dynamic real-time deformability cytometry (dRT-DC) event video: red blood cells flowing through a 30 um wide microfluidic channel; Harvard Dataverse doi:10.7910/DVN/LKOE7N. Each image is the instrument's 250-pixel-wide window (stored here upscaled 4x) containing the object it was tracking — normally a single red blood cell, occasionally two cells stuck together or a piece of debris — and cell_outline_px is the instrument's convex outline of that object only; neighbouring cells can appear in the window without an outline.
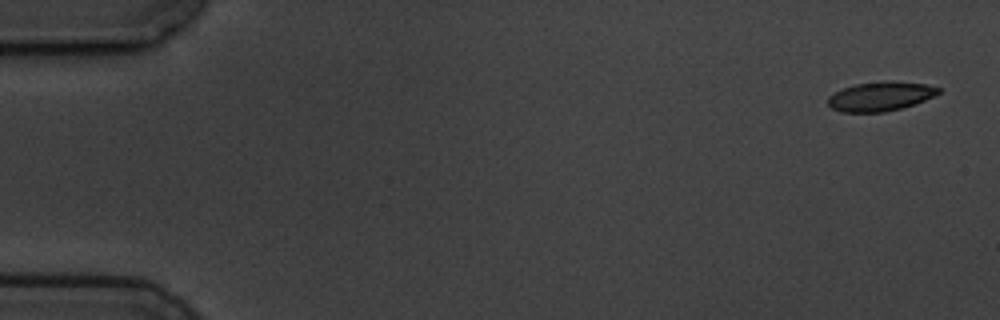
{"species": "common noctule bat (a hibernating species)", "species_latin": "Nyctalus noctula", "temperature_condition": "cold", "stored_images_in_passage": 5, "camera_frame_rate_fps": 3000, "um_per_image_px": 0.085, "animal": {"sex": "male", "body_mass_g": 19.5, "forearm_length_mm": 54.6}, "frame": {"image": 1, "passage_image": 1, "time_ms": 0.0, "image_size_px": [1000, 320], "cell_outline_px": [[940, 92], [936, 96], [916, 104], [884, 112], [840, 112], [832, 108], [828, 104], [828, 96], [844, 88], [856, 84], [924, 84], [940, 88]], "centroid_in_image_um": [74.82, 8.25], "position_along_channel_um": 10.2, "area_um2": 17.86}}
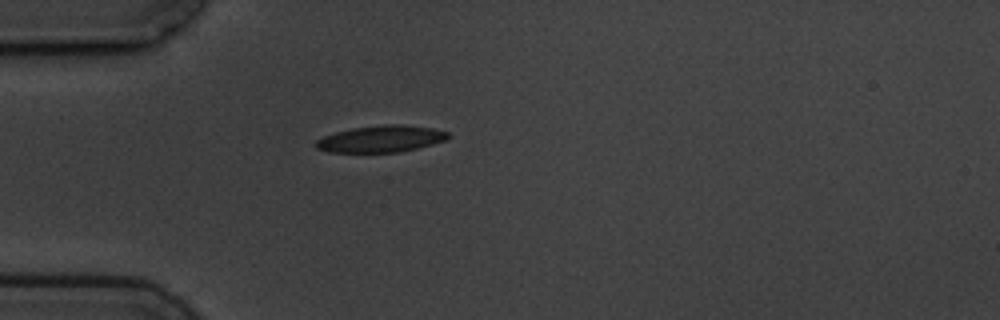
{"frame": {"image": 2, "passage_image": 5, "time_ms": 4.667, "image_size_px": [1000, 320], "cell_outline_px": [[448, 136], [444, 140], [432, 144], [416, 148], [396, 152], [328, 152], [316, 148], [316, 140], [324, 136], [336, 132], [352, 128], [384, 124], [400, 124], [432, 128], [448, 132]], "centroid_in_image_um": [32.35, 11.8], "position_along_channel_um": 52.7, "area_um2": 20.29}}